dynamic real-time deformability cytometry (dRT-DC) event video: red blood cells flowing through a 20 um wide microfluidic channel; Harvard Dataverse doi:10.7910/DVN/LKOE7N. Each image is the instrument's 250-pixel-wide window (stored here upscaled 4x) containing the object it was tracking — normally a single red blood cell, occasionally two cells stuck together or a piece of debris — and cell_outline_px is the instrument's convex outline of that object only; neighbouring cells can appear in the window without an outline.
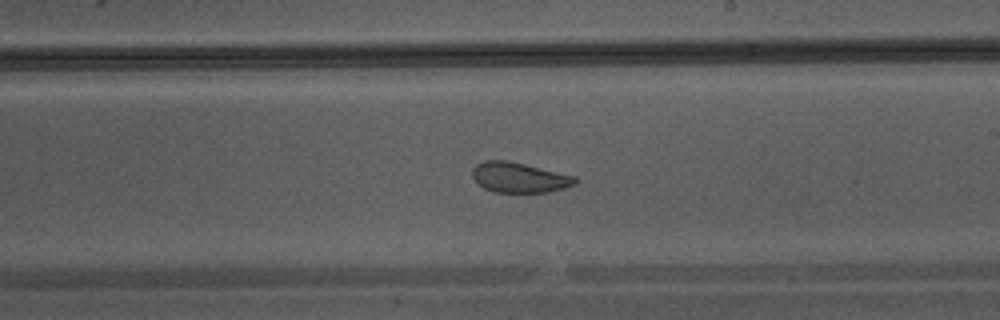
{"species": "Egyptian fruit bat (a non-hibernating species)", "species_latin": "Rousettus aegyptiacus", "temperature_condition": "warm", "stored_images_in_passage": 42, "camera_frame_rate_fps": 3000, "um_per_image_px": 0.085, "animal": {"sex": "male"}, "frame": {"image": 1, "passage_image": 24, "time_ms": 7.667, "image_size_px": [1000, 320], "cell_outline_px": [[576, 184], [564, 188], [548, 192], [492, 192], [476, 184], [472, 176], [472, 168], [476, 164], [484, 160], [508, 160], [576, 176]], "centroid_in_image_um": [44.09, 15.08], "position_along_channel_um": 244.9, "area_um2": 18.26}}